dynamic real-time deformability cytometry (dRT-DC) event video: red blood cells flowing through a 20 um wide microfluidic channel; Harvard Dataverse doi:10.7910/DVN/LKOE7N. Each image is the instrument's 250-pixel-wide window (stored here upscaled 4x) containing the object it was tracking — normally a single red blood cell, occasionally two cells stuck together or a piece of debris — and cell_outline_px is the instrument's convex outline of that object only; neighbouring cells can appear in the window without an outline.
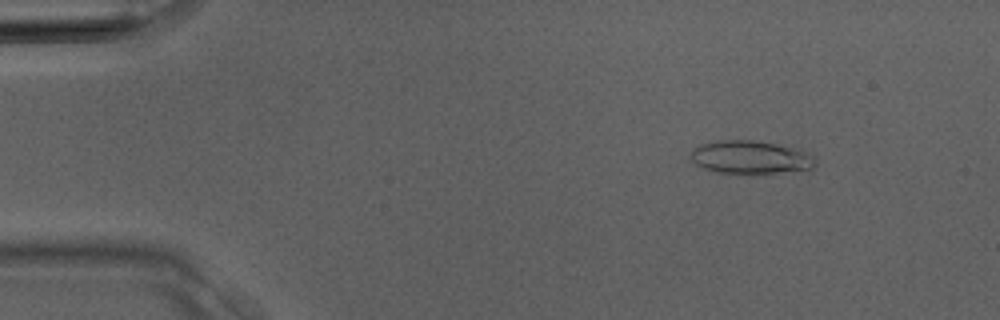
{"species": "Egyptian fruit bat (a non-hibernating species)", "species_latin": "Rousettus aegyptiacus", "temperature_condition": "room temperature", "stored_images_in_passage": 38, "camera_frame_rate_fps": 3000, "um_per_image_px": 0.085, "animal": {"sex": "male"}, "frame": {"image": 1, "passage_image": 5, "time_ms": 1.333, "image_size_px": [1000, 320], "cell_outline_px": [[816, 164], [812, 168], [764, 176], [712, 172], [696, 164], [692, 160], [692, 152], [700, 144], [716, 140], [752, 140], [776, 144], [804, 152], [816, 156]], "centroid_in_image_um": [63.81, 13.42], "position_along_channel_um": 21.2, "area_um2": 24.62}}
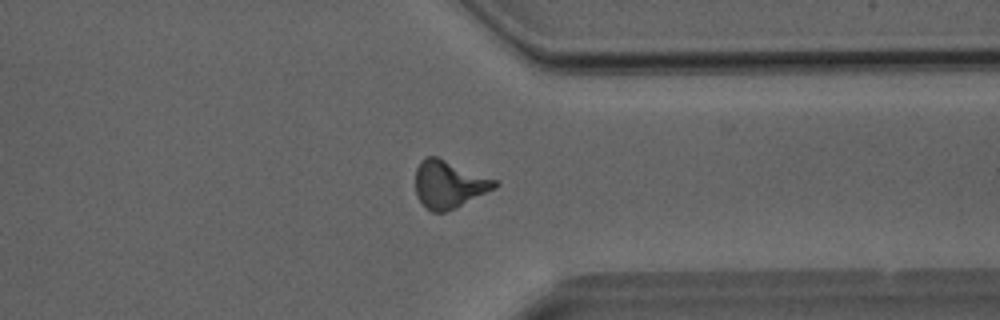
{"frame": {"image": 2, "passage_image": 29, "time_ms": 9.333, "image_size_px": [1000, 320], "cell_outline_px": [[500, 184], [496, 188], [456, 208], [444, 212], [432, 212], [424, 208], [416, 196], [416, 168], [420, 160], [428, 156], [436, 156], [500, 180]], "centroid_in_image_um": [38.19, 15.67], "position_along_channel_um": 373.2, "area_um2": 22.43}}
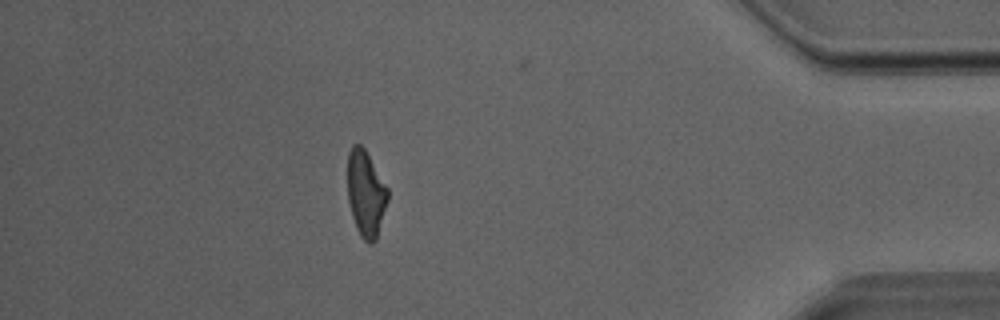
{"frame": {"image": 3, "passage_image": 33, "time_ms": 10.667, "image_size_px": [1000, 320], "cell_outline_px": [[388, 200], [376, 240], [372, 244], [368, 244], [360, 236], [356, 228], [352, 216], [348, 200], [348, 152], [352, 144], [360, 144], [364, 148], [388, 188]], "centroid_in_image_um": [31.09, 16.47], "position_along_channel_um": 404.1, "area_um2": 20.17}}